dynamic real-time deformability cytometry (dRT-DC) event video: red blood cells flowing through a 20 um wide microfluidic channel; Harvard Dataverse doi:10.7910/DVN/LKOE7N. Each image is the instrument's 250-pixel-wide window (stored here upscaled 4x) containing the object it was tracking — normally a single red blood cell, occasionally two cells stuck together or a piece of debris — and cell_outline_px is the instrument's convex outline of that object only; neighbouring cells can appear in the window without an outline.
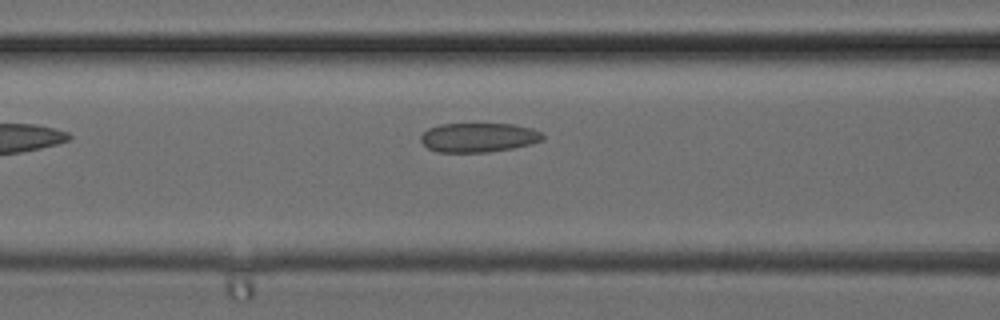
{"species": "common noctule bat (a hibernating species)", "species_latin": "Nyctalus noctula", "temperature_condition": "cold", "stored_images_in_passage": 4, "camera_frame_rate_fps": 3000, "um_per_image_px": 0.085, "animal": {"sex": "female", "body_mass_g": 24.6, "forearm_length_mm": 56.2}, "frame": {"image": 1, "passage_image": 4, "time_ms": 1.0, "image_size_px": [1000, 320], "cell_outline_px": [[544, 140], [532, 144], [512, 148], [488, 152], [436, 152], [428, 148], [420, 140], [420, 136], [428, 128], [440, 124], [512, 124], [532, 128], [540, 132], [544, 136]], "centroid_in_image_um": [40.68, 11.69], "position_along_channel_um": 125.9, "area_um2": 20.87}}